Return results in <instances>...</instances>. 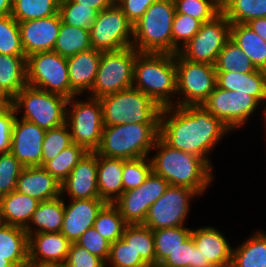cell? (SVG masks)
Here are the masks:
<instances>
[{
  "label": "cell",
  "instance_id": "cell-11",
  "mask_svg": "<svg viewBox=\"0 0 266 267\" xmlns=\"http://www.w3.org/2000/svg\"><path fill=\"white\" fill-rule=\"evenodd\" d=\"M27 85L67 97L77 96L70 88L67 58L54 51L36 52L26 58Z\"/></svg>",
  "mask_w": 266,
  "mask_h": 267
},
{
  "label": "cell",
  "instance_id": "cell-5",
  "mask_svg": "<svg viewBox=\"0 0 266 267\" xmlns=\"http://www.w3.org/2000/svg\"><path fill=\"white\" fill-rule=\"evenodd\" d=\"M173 0H158L133 24V44L138 52L172 54Z\"/></svg>",
  "mask_w": 266,
  "mask_h": 267
},
{
  "label": "cell",
  "instance_id": "cell-9",
  "mask_svg": "<svg viewBox=\"0 0 266 267\" xmlns=\"http://www.w3.org/2000/svg\"><path fill=\"white\" fill-rule=\"evenodd\" d=\"M176 106H200L217 85L215 66L184 59L175 54Z\"/></svg>",
  "mask_w": 266,
  "mask_h": 267
},
{
  "label": "cell",
  "instance_id": "cell-18",
  "mask_svg": "<svg viewBox=\"0 0 266 267\" xmlns=\"http://www.w3.org/2000/svg\"><path fill=\"white\" fill-rule=\"evenodd\" d=\"M71 242L61 232L35 233L28 236V262L36 266L61 267Z\"/></svg>",
  "mask_w": 266,
  "mask_h": 267
},
{
  "label": "cell",
  "instance_id": "cell-46",
  "mask_svg": "<svg viewBox=\"0 0 266 267\" xmlns=\"http://www.w3.org/2000/svg\"><path fill=\"white\" fill-rule=\"evenodd\" d=\"M106 267H150L123 238L110 244Z\"/></svg>",
  "mask_w": 266,
  "mask_h": 267
},
{
  "label": "cell",
  "instance_id": "cell-63",
  "mask_svg": "<svg viewBox=\"0 0 266 267\" xmlns=\"http://www.w3.org/2000/svg\"><path fill=\"white\" fill-rule=\"evenodd\" d=\"M27 267H59V266H36V265H28Z\"/></svg>",
  "mask_w": 266,
  "mask_h": 267
},
{
  "label": "cell",
  "instance_id": "cell-16",
  "mask_svg": "<svg viewBox=\"0 0 266 267\" xmlns=\"http://www.w3.org/2000/svg\"><path fill=\"white\" fill-rule=\"evenodd\" d=\"M46 131L35 123L16 116L10 153L24 166H42V145Z\"/></svg>",
  "mask_w": 266,
  "mask_h": 267
},
{
  "label": "cell",
  "instance_id": "cell-49",
  "mask_svg": "<svg viewBox=\"0 0 266 267\" xmlns=\"http://www.w3.org/2000/svg\"><path fill=\"white\" fill-rule=\"evenodd\" d=\"M175 13L190 15L202 23L213 20L219 13L205 0H173Z\"/></svg>",
  "mask_w": 266,
  "mask_h": 267
},
{
  "label": "cell",
  "instance_id": "cell-41",
  "mask_svg": "<svg viewBox=\"0 0 266 267\" xmlns=\"http://www.w3.org/2000/svg\"><path fill=\"white\" fill-rule=\"evenodd\" d=\"M204 256L194 244L192 236L181 243L167 258L160 264L163 267H211L210 262L204 261Z\"/></svg>",
  "mask_w": 266,
  "mask_h": 267
},
{
  "label": "cell",
  "instance_id": "cell-50",
  "mask_svg": "<svg viewBox=\"0 0 266 267\" xmlns=\"http://www.w3.org/2000/svg\"><path fill=\"white\" fill-rule=\"evenodd\" d=\"M76 244L86 248L91 254L101 258L105 263L110 254V242L104 238L94 227L86 230L76 241Z\"/></svg>",
  "mask_w": 266,
  "mask_h": 267
},
{
  "label": "cell",
  "instance_id": "cell-4",
  "mask_svg": "<svg viewBox=\"0 0 266 267\" xmlns=\"http://www.w3.org/2000/svg\"><path fill=\"white\" fill-rule=\"evenodd\" d=\"M158 137L159 123L104 126L101 144L95 152L124 160L149 157Z\"/></svg>",
  "mask_w": 266,
  "mask_h": 267
},
{
  "label": "cell",
  "instance_id": "cell-32",
  "mask_svg": "<svg viewBox=\"0 0 266 267\" xmlns=\"http://www.w3.org/2000/svg\"><path fill=\"white\" fill-rule=\"evenodd\" d=\"M91 48L90 29L70 26L61 20L58 38L53 49L54 52L67 58Z\"/></svg>",
  "mask_w": 266,
  "mask_h": 267
},
{
  "label": "cell",
  "instance_id": "cell-35",
  "mask_svg": "<svg viewBox=\"0 0 266 267\" xmlns=\"http://www.w3.org/2000/svg\"><path fill=\"white\" fill-rule=\"evenodd\" d=\"M191 233L192 228L187 225L153 230L156 265H160L170 253L191 236Z\"/></svg>",
  "mask_w": 266,
  "mask_h": 267
},
{
  "label": "cell",
  "instance_id": "cell-58",
  "mask_svg": "<svg viewBox=\"0 0 266 267\" xmlns=\"http://www.w3.org/2000/svg\"><path fill=\"white\" fill-rule=\"evenodd\" d=\"M13 9V0H0V17L10 15Z\"/></svg>",
  "mask_w": 266,
  "mask_h": 267
},
{
  "label": "cell",
  "instance_id": "cell-61",
  "mask_svg": "<svg viewBox=\"0 0 266 267\" xmlns=\"http://www.w3.org/2000/svg\"><path fill=\"white\" fill-rule=\"evenodd\" d=\"M0 99H12L0 86Z\"/></svg>",
  "mask_w": 266,
  "mask_h": 267
},
{
  "label": "cell",
  "instance_id": "cell-42",
  "mask_svg": "<svg viewBox=\"0 0 266 267\" xmlns=\"http://www.w3.org/2000/svg\"><path fill=\"white\" fill-rule=\"evenodd\" d=\"M59 14L63 23L84 29H90L98 11L73 0H60Z\"/></svg>",
  "mask_w": 266,
  "mask_h": 267
},
{
  "label": "cell",
  "instance_id": "cell-38",
  "mask_svg": "<svg viewBox=\"0 0 266 267\" xmlns=\"http://www.w3.org/2000/svg\"><path fill=\"white\" fill-rule=\"evenodd\" d=\"M128 224L113 203H106L98 212L93 227L110 243L122 238Z\"/></svg>",
  "mask_w": 266,
  "mask_h": 267
},
{
  "label": "cell",
  "instance_id": "cell-52",
  "mask_svg": "<svg viewBox=\"0 0 266 267\" xmlns=\"http://www.w3.org/2000/svg\"><path fill=\"white\" fill-rule=\"evenodd\" d=\"M169 183L161 176L151 172L144 181L145 204L151 206L168 188Z\"/></svg>",
  "mask_w": 266,
  "mask_h": 267
},
{
  "label": "cell",
  "instance_id": "cell-26",
  "mask_svg": "<svg viewBox=\"0 0 266 267\" xmlns=\"http://www.w3.org/2000/svg\"><path fill=\"white\" fill-rule=\"evenodd\" d=\"M124 159L97 154V185L100 198L113 203L123 193L122 172Z\"/></svg>",
  "mask_w": 266,
  "mask_h": 267
},
{
  "label": "cell",
  "instance_id": "cell-1",
  "mask_svg": "<svg viewBox=\"0 0 266 267\" xmlns=\"http://www.w3.org/2000/svg\"><path fill=\"white\" fill-rule=\"evenodd\" d=\"M229 134L233 132L202 105L161 109L159 137L173 149L203 158L213 169L211 155Z\"/></svg>",
  "mask_w": 266,
  "mask_h": 267
},
{
  "label": "cell",
  "instance_id": "cell-44",
  "mask_svg": "<svg viewBox=\"0 0 266 267\" xmlns=\"http://www.w3.org/2000/svg\"><path fill=\"white\" fill-rule=\"evenodd\" d=\"M202 22L190 15L175 13L172 23V54L178 53L199 31Z\"/></svg>",
  "mask_w": 266,
  "mask_h": 267
},
{
  "label": "cell",
  "instance_id": "cell-59",
  "mask_svg": "<svg viewBox=\"0 0 266 267\" xmlns=\"http://www.w3.org/2000/svg\"><path fill=\"white\" fill-rule=\"evenodd\" d=\"M12 106V99H0V115Z\"/></svg>",
  "mask_w": 266,
  "mask_h": 267
},
{
  "label": "cell",
  "instance_id": "cell-25",
  "mask_svg": "<svg viewBox=\"0 0 266 267\" xmlns=\"http://www.w3.org/2000/svg\"><path fill=\"white\" fill-rule=\"evenodd\" d=\"M39 202L17 190L0 197V222L25 229Z\"/></svg>",
  "mask_w": 266,
  "mask_h": 267
},
{
  "label": "cell",
  "instance_id": "cell-60",
  "mask_svg": "<svg viewBox=\"0 0 266 267\" xmlns=\"http://www.w3.org/2000/svg\"><path fill=\"white\" fill-rule=\"evenodd\" d=\"M0 267H15L5 256H0Z\"/></svg>",
  "mask_w": 266,
  "mask_h": 267
},
{
  "label": "cell",
  "instance_id": "cell-36",
  "mask_svg": "<svg viewBox=\"0 0 266 267\" xmlns=\"http://www.w3.org/2000/svg\"><path fill=\"white\" fill-rule=\"evenodd\" d=\"M60 0H13L11 16L17 22L51 17L59 13Z\"/></svg>",
  "mask_w": 266,
  "mask_h": 267
},
{
  "label": "cell",
  "instance_id": "cell-53",
  "mask_svg": "<svg viewBox=\"0 0 266 267\" xmlns=\"http://www.w3.org/2000/svg\"><path fill=\"white\" fill-rule=\"evenodd\" d=\"M16 118L13 106L0 115V154L9 153L11 146L12 128Z\"/></svg>",
  "mask_w": 266,
  "mask_h": 267
},
{
  "label": "cell",
  "instance_id": "cell-37",
  "mask_svg": "<svg viewBox=\"0 0 266 267\" xmlns=\"http://www.w3.org/2000/svg\"><path fill=\"white\" fill-rule=\"evenodd\" d=\"M216 72L249 73L256 71L248 56L229 39L214 64Z\"/></svg>",
  "mask_w": 266,
  "mask_h": 267
},
{
  "label": "cell",
  "instance_id": "cell-48",
  "mask_svg": "<svg viewBox=\"0 0 266 267\" xmlns=\"http://www.w3.org/2000/svg\"><path fill=\"white\" fill-rule=\"evenodd\" d=\"M23 168L12 153L0 154V197L16 190L17 180Z\"/></svg>",
  "mask_w": 266,
  "mask_h": 267
},
{
  "label": "cell",
  "instance_id": "cell-54",
  "mask_svg": "<svg viewBox=\"0 0 266 267\" xmlns=\"http://www.w3.org/2000/svg\"><path fill=\"white\" fill-rule=\"evenodd\" d=\"M156 1L158 0H116V3L127 19L135 24Z\"/></svg>",
  "mask_w": 266,
  "mask_h": 267
},
{
  "label": "cell",
  "instance_id": "cell-10",
  "mask_svg": "<svg viewBox=\"0 0 266 267\" xmlns=\"http://www.w3.org/2000/svg\"><path fill=\"white\" fill-rule=\"evenodd\" d=\"M137 52L133 46L102 52L92 90L87 96L99 99L132 87Z\"/></svg>",
  "mask_w": 266,
  "mask_h": 267
},
{
  "label": "cell",
  "instance_id": "cell-51",
  "mask_svg": "<svg viewBox=\"0 0 266 267\" xmlns=\"http://www.w3.org/2000/svg\"><path fill=\"white\" fill-rule=\"evenodd\" d=\"M61 267H106V263L86 248L71 243L66 260Z\"/></svg>",
  "mask_w": 266,
  "mask_h": 267
},
{
  "label": "cell",
  "instance_id": "cell-40",
  "mask_svg": "<svg viewBox=\"0 0 266 267\" xmlns=\"http://www.w3.org/2000/svg\"><path fill=\"white\" fill-rule=\"evenodd\" d=\"M223 15L231 24H246L253 19L266 17V0H229Z\"/></svg>",
  "mask_w": 266,
  "mask_h": 267
},
{
  "label": "cell",
  "instance_id": "cell-39",
  "mask_svg": "<svg viewBox=\"0 0 266 267\" xmlns=\"http://www.w3.org/2000/svg\"><path fill=\"white\" fill-rule=\"evenodd\" d=\"M87 152L83 146L73 143L42 167L59 182H63Z\"/></svg>",
  "mask_w": 266,
  "mask_h": 267
},
{
  "label": "cell",
  "instance_id": "cell-7",
  "mask_svg": "<svg viewBox=\"0 0 266 267\" xmlns=\"http://www.w3.org/2000/svg\"><path fill=\"white\" fill-rule=\"evenodd\" d=\"M68 100L63 95L26 85L12 99V106L18 118L46 131L66 123Z\"/></svg>",
  "mask_w": 266,
  "mask_h": 267
},
{
  "label": "cell",
  "instance_id": "cell-22",
  "mask_svg": "<svg viewBox=\"0 0 266 267\" xmlns=\"http://www.w3.org/2000/svg\"><path fill=\"white\" fill-rule=\"evenodd\" d=\"M102 52L90 50L67 57L70 88L77 96H85L92 90Z\"/></svg>",
  "mask_w": 266,
  "mask_h": 267
},
{
  "label": "cell",
  "instance_id": "cell-6",
  "mask_svg": "<svg viewBox=\"0 0 266 267\" xmlns=\"http://www.w3.org/2000/svg\"><path fill=\"white\" fill-rule=\"evenodd\" d=\"M102 106L103 125L159 123L161 107L148 95L135 87L99 98Z\"/></svg>",
  "mask_w": 266,
  "mask_h": 267
},
{
  "label": "cell",
  "instance_id": "cell-17",
  "mask_svg": "<svg viewBox=\"0 0 266 267\" xmlns=\"http://www.w3.org/2000/svg\"><path fill=\"white\" fill-rule=\"evenodd\" d=\"M97 169V153L87 152L73 168L70 175L61 182V196L64 199L100 198Z\"/></svg>",
  "mask_w": 266,
  "mask_h": 267
},
{
  "label": "cell",
  "instance_id": "cell-8",
  "mask_svg": "<svg viewBox=\"0 0 266 267\" xmlns=\"http://www.w3.org/2000/svg\"><path fill=\"white\" fill-rule=\"evenodd\" d=\"M85 96L82 100V96L68 100L66 124L73 143L83 146L88 152H95L101 144L104 128L102 106L98 98Z\"/></svg>",
  "mask_w": 266,
  "mask_h": 267
},
{
  "label": "cell",
  "instance_id": "cell-33",
  "mask_svg": "<svg viewBox=\"0 0 266 267\" xmlns=\"http://www.w3.org/2000/svg\"><path fill=\"white\" fill-rule=\"evenodd\" d=\"M113 204L128 225L143 224L150 208L145 204L144 183L135 189L124 191Z\"/></svg>",
  "mask_w": 266,
  "mask_h": 267
},
{
  "label": "cell",
  "instance_id": "cell-47",
  "mask_svg": "<svg viewBox=\"0 0 266 267\" xmlns=\"http://www.w3.org/2000/svg\"><path fill=\"white\" fill-rule=\"evenodd\" d=\"M151 172L149 157L125 160L122 172L123 192L139 187Z\"/></svg>",
  "mask_w": 266,
  "mask_h": 267
},
{
  "label": "cell",
  "instance_id": "cell-45",
  "mask_svg": "<svg viewBox=\"0 0 266 267\" xmlns=\"http://www.w3.org/2000/svg\"><path fill=\"white\" fill-rule=\"evenodd\" d=\"M72 144V137L66 123L46 130L42 145V166Z\"/></svg>",
  "mask_w": 266,
  "mask_h": 267
},
{
  "label": "cell",
  "instance_id": "cell-27",
  "mask_svg": "<svg viewBox=\"0 0 266 267\" xmlns=\"http://www.w3.org/2000/svg\"><path fill=\"white\" fill-rule=\"evenodd\" d=\"M251 234L232 248L231 267H266V231Z\"/></svg>",
  "mask_w": 266,
  "mask_h": 267
},
{
  "label": "cell",
  "instance_id": "cell-2",
  "mask_svg": "<svg viewBox=\"0 0 266 267\" xmlns=\"http://www.w3.org/2000/svg\"><path fill=\"white\" fill-rule=\"evenodd\" d=\"M149 159L152 172L163 177L169 185L188 187L201 197L216 178L215 170L203 158L173 149L160 137L156 139Z\"/></svg>",
  "mask_w": 266,
  "mask_h": 267
},
{
  "label": "cell",
  "instance_id": "cell-65",
  "mask_svg": "<svg viewBox=\"0 0 266 267\" xmlns=\"http://www.w3.org/2000/svg\"><path fill=\"white\" fill-rule=\"evenodd\" d=\"M153 267H163V266H161V265H155V266H153Z\"/></svg>",
  "mask_w": 266,
  "mask_h": 267
},
{
  "label": "cell",
  "instance_id": "cell-15",
  "mask_svg": "<svg viewBox=\"0 0 266 267\" xmlns=\"http://www.w3.org/2000/svg\"><path fill=\"white\" fill-rule=\"evenodd\" d=\"M230 21L223 15L202 23L196 35L178 52L184 59L214 65L230 39Z\"/></svg>",
  "mask_w": 266,
  "mask_h": 267
},
{
  "label": "cell",
  "instance_id": "cell-3",
  "mask_svg": "<svg viewBox=\"0 0 266 267\" xmlns=\"http://www.w3.org/2000/svg\"><path fill=\"white\" fill-rule=\"evenodd\" d=\"M176 85L175 54L137 52L133 87L166 108L176 106Z\"/></svg>",
  "mask_w": 266,
  "mask_h": 267
},
{
  "label": "cell",
  "instance_id": "cell-21",
  "mask_svg": "<svg viewBox=\"0 0 266 267\" xmlns=\"http://www.w3.org/2000/svg\"><path fill=\"white\" fill-rule=\"evenodd\" d=\"M216 227L199 226L192 229L194 244L201 251L205 262L212 265H230L233 245Z\"/></svg>",
  "mask_w": 266,
  "mask_h": 267
},
{
  "label": "cell",
  "instance_id": "cell-20",
  "mask_svg": "<svg viewBox=\"0 0 266 267\" xmlns=\"http://www.w3.org/2000/svg\"><path fill=\"white\" fill-rule=\"evenodd\" d=\"M69 201V202H68ZM64 199V218L61 233L71 242L93 227L98 212L106 204L101 198Z\"/></svg>",
  "mask_w": 266,
  "mask_h": 267
},
{
  "label": "cell",
  "instance_id": "cell-56",
  "mask_svg": "<svg viewBox=\"0 0 266 267\" xmlns=\"http://www.w3.org/2000/svg\"><path fill=\"white\" fill-rule=\"evenodd\" d=\"M246 24L266 42V17L253 19Z\"/></svg>",
  "mask_w": 266,
  "mask_h": 267
},
{
  "label": "cell",
  "instance_id": "cell-64",
  "mask_svg": "<svg viewBox=\"0 0 266 267\" xmlns=\"http://www.w3.org/2000/svg\"><path fill=\"white\" fill-rule=\"evenodd\" d=\"M211 267H231L230 265H213Z\"/></svg>",
  "mask_w": 266,
  "mask_h": 267
},
{
  "label": "cell",
  "instance_id": "cell-28",
  "mask_svg": "<svg viewBox=\"0 0 266 267\" xmlns=\"http://www.w3.org/2000/svg\"><path fill=\"white\" fill-rule=\"evenodd\" d=\"M64 218V198L39 202L29 225L25 228L28 236L35 233L60 232Z\"/></svg>",
  "mask_w": 266,
  "mask_h": 267
},
{
  "label": "cell",
  "instance_id": "cell-23",
  "mask_svg": "<svg viewBox=\"0 0 266 267\" xmlns=\"http://www.w3.org/2000/svg\"><path fill=\"white\" fill-rule=\"evenodd\" d=\"M16 190L38 201H48L61 196V182L42 166L24 167L17 180Z\"/></svg>",
  "mask_w": 266,
  "mask_h": 267
},
{
  "label": "cell",
  "instance_id": "cell-62",
  "mask_svg": "<svg viewBox=\"0 0 266 267\" xmlns=\"http://www.w3.org/2000/svg\"><path fill=\"white\" fill-rule=\"evenodd\" d=\"M262 110H263V111H262ZM262 110H261V112H262L261 114H262V116H263V118H264V119L262 118V121H263V124H264L263 126H264V128H265L264 131H265V133H266V106H265Z\"/></svg>",
  "mask_w": 266,
  "mask_h": 267
},
{
  "label": "cell",
  "instance_id": "cell-24",
  "mask_svg": "<svg viewBox=\"0 0 266 267\" xmlns=\"http://www.w3.org/2000/svg\"><path fill=\"white\" fill-rule=\"evenodd\" d=\"M217 86L228 91H238L254 97L263 108L266 106V71L216 72Z\"/></svg>",
  "mask_w": 266,
  "mask_h": 267
},
{
  "label": "cell",
  "instance_id": "cell-34",
  "mask_svg": "<svg viewBox=\"0 0 266 267\" xmlns=\"http://www.w3.org/2000/svg\"><path fill=\"white\" fill-rule=\"evenodd\" d=\"M122 238L150 267L156 265L153 230L142 224L127 225Z\"/></svg>",
  "mask_w": 266,
  "mask_h": 267
},
{
  "label": "cell",
  "instance_id": "cell-19",
  "mask_svg": "<svg viewBox=\"0 0 266 267\" xmlns=\"http://www.w3.org/2000/svg\"><path fill=\"white\" fill-rule=\"evenodd\" d=\"M18 23L26 57L36 52L53 51L61 26L59 13L51 17Z\"/></svg>",
  "mask_w": 266,
  "mask_h": 267
},
{
  "label": "cell",
  "instance_id": "cell-31",
  "mask_svg": "<svg viewBox=\"0 0 266 267\" xmlns=\"http://www.w3.org/2000/svg\"><path fill=\"white\" fill-rule=\"evenodd\" d=\"M26 58L0 54V86L12 99L27 85Z\"/></svg>",
  "mask_w": 266,
  "mask_h": 267
},
{
  "label": "cell",
  "instance_id": "cell-29",
  "mask_svg": "<svg viewBox=\"0 0 266 267\" xmlns=\"http://www.w3.org/2000/svg\"><path fill=\"white\" fill-rule=\"evenodd\" d=\"M0 256L15 267H27L28 234L25 229L0 222Z\"/></svg>",
  "mask_w": 266,
  "mask_h": 267
},
{
  "label": "cell",
  "instance_id": "cell-12",
  "mask_svg": "<svg viewBox=\"0 0 266 267\" xmlns=\"http://www.w3.org/2000/svg\"><path fill=\"white\" fill-rule=\"evenodd\" d=\"M200 197L188 187L169 185L165 193L150 206L142 225L151 230L185 226L190 218L191 202Z\"/></svg>",
  "mask_w": 266,
  "mask_h": 267
},
{
  "label": "cell",
  "instance_id": "cell-13",
  "mask_svg": "<svg viewBox=\"0 0 266 267\" xmlns=\"http://www.w3.org/2000/svg\"><path fill=\"white\" fill-rule=\"evenodd\" d=\"M202 106L219 118L232 132L245 128L263 106L252 96L219 88L217 85ZM252 116V117H251Z\"/></svg>",
  "mask_w": 266,
  "mask_h": 267
},
{
  "label": "cell",
  "instance_id": "cell-55",
  "mask_svg": "<svg viewBox=\"0 0 266 267\" xmlns=\"http://www.w3.org/2000/svg\"><path fill=\"white\" fill-rule=\"evenodd\" d=\"M74 2L90 6L94 9H96L98 12L107 9L108 7H111L116 3V0H73Z\"/></svg>",
  "mask_w": 266,
  "mask_h": 267
},
{
  "label": "cell",
  "instance_id": "cell-43",
  "mask_svg": "<svg viewBox=\"0 0 266 267\" xmlns=\"http://www.w3.org/2000/svg\"><path fill=\"white\" fill-rule=\"evenodd\" d=\"M0 54L25 56L19 23L10 15L0 17Z\"/></svg>",
  "mask_w": 266,
  "mask_h": 267
},
{
  "label": "cell",
  "instance_id": "cell-14",
  "mask_svg": "<svg viewBox=\"0 0 266 267\" xmlns=\"http://www.w3.org/2000/svg\"><path fill=\"white\" fill-rule=\"evenodd\" d=\"M91 45L101 52L117 51L133 44V24L115 3L98 12L90 27Z\"/></svg>",
  "mask_w": 266,
  "mask_h": 267
},
{
  "label": "cell",
  "instance_id": "cell-30",
  "mask_svg": "<svg viewBox=\"0 0 266 267\" xmlns=\"http://www.w3.org/2000/svg\"><path fill=\"white\" fill-rule=\"evenodd\" d=\"M230 39L248 56L256 69L266 71V42L247 24H231Z\"/></svg>",
  "mask_w": 266,
  "mask_h": 267
},
{
  "label": "cell",
  "instance_id": "cell-57",
  "mask_svg": "<svg viewBox=\"0 0 266 267\" xmlns=\"http://www.w3.org/2000/svg\"><path fill=\"white\" fill-rule=\"evenodd\" d=\"M209 2L219 14H223L228 8L229 0H205Z\"/></svg>",
  "mask_w": 266,
  "mask_h": 267
}]
</instances>
